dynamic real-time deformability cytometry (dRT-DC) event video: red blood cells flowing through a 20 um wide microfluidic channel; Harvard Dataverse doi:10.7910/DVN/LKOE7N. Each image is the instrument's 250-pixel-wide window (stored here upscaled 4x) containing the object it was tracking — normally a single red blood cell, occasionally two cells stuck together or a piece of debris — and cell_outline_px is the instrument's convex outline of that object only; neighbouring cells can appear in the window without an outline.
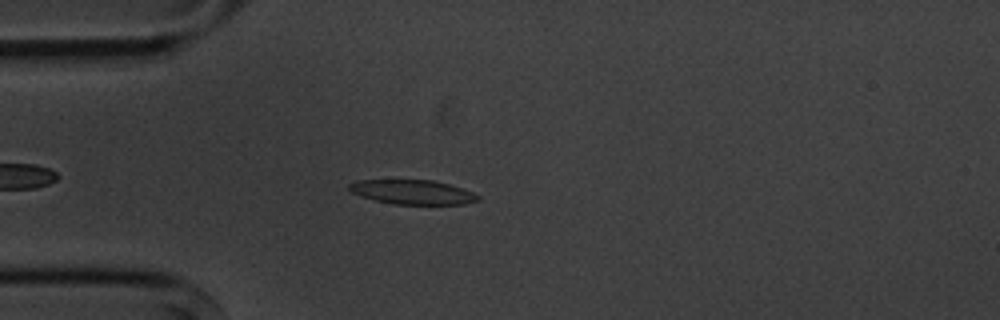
{"species": "common noctule bat (a hibernating species)", "species_latin": "Nyctalus noctula", "temperature_condition": "cold", "stored_images_in_passage": 4, "camera_frame_rate_fps": 3000, "um_per_image_px": 0.085, "animal": {"sex": "male", "body_mass_g": 20.1, "forearm_length_mm": 53.5}, "frame": {"image": 1, "passage_image": 4, "time_ms": 4.333, "image_size_px": [1000, 320], "cell_outline_px": [[480, 200], [464, 204], [392, 204], [360, 196], [352, 192], [348, 188], [348, 184], [356, 180], [432, 180], [448, 184], [472, 192], [480, 196]], "centroid_in_image_um": [35.05, 16.33], "position_along_channel_um": 50.0, "area_um2": 18.21}}